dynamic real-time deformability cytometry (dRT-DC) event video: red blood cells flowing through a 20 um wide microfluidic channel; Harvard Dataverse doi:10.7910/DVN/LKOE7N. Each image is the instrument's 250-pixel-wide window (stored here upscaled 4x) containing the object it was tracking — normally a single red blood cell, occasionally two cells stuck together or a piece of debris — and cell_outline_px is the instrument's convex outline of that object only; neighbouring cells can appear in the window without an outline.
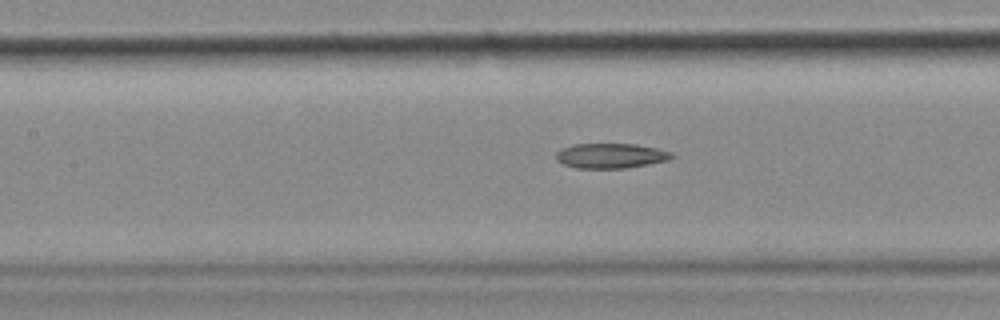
{"species": "common noctule bat (a hibernating species)", "species_latin": "Nyctalus noctula", "temperature_condition": "cold", "stored_images_in_passage": 48, "camera_frame_rate_fps": 3000, "um_per_image_px": 0.085, "animal": {"sex": "female", "body_mass_g": 18.4}, "frame": {"image": 1, "passage_image": 21, "time_ms": 6.667, "image_size_px": [1000, 320], "cell_outline_px": [[676, 156], [668, 160], [648, 164], [624, 168], [576, 168], [564, 164], [556, 160], [556, 152], [560, 148], [572, 144], [636, 144], [656, 148], [672, 152]], "centroid_in_image_um": [51.9, 13.23], "position_along_channel_um": 155.5, "area_um2": 16.88}}